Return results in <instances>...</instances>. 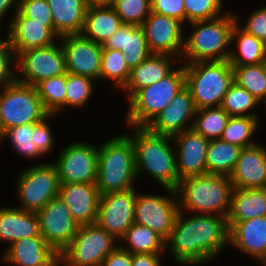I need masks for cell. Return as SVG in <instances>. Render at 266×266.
I'll use <instances>...</instances> for the list:
<instances>
[{"instance_id":"obj_1","label":"cell","mask_w":266,"mask_h":266,"mask_svg":"<svg viewBox=\"0 0 266 266\" xmlns=\"http://www.w3.org/2000/svg\"><path fill=\"white\" fill-rule=\"evenodd\" d=\"M229 243L227 218L209 214L191 215L183 218L178 212L171 235L165 242L169 244L174 260L182 265H203L217 257Z\"/></svg>"},{"instance_id":"obj_2","label":"cell","mask_w":266,"mask_h":266,"mask_svg":"<svg viewBox=\"0 0 266 266\" xmlns=\"http://www.w3.org/2000/svg\"><path fill=\"white\" fill-rule=\"evenodd\" d=\"M128 127H133L134 131L130 138L135 149L137 177L141 171H145L163 188L175 190L180 180L177 175L175 148L171 144L173 137L154 133L147 127Z\"/></svg>"},{"instance_id":"obj_3","label":"cell","mask_w":266,"mask_h":266,"mask_svg":"<svg viewBox=\"0 0 266 266\" xmlns=\"http://www.w3.org/2000/svg\"><path fill=\"white\" fill-rule=\"evenodd\" d=\"M233 189L229 176L207 173L181 180L175 191L182 213H212L227 218Z\"/></svg>"},{"instance_id":"obj_4","label":"cell","mask_w":266,"mask_h":266,"mask_svg":"<svg viewBox=\"0 0 266 266\" xmlns=\"http://www.w3.org/2000/svg\"><path fill=\"white\" fill-rule=\"evenodd\" d=\"M235 16V13L227 11L213 19L190 22L194 31L184 39L180 63L183 64L184 59L189 60L185 64L228 60L231 50L227 47L232 43Z\"/></svg>"},{"instance_id":"obj_5","label":"cell","mask_w":266,"mask_h":266,"mask_svg":"<svg viewBox=\"0 0 266 266\" xmlns=\"http://www.w3.org/2000/svg\"><path fill=\"white\" fill-rule=\"evenodd\" d=\"M135 149L129 135L112 137L98 148L96 187L100 195L133 189Z\"/></svg>"},{"instance_id":"obj_6","label":"cell","mask_w":266,"mask_h":266,"mask_svg":"<svg viewBox=\"0 0 266 266\" xmlns=\"http://www.w3.org/2000/svg\"><path fill=\"white\" fill-rule=\"evenodd\" d=\"M185 86L190 90L196 109L219 107L234 82L228 60L185 64Z\"/></svg>"},{"instance_id":"obj_7","label":"cell","mask_w":266,"mask_h":266,"mask_svg":"<svg viewBox=\"0 0 266 266\" xmlns=\"http://www.w3.org/2000/svg\"><path fill=\"white\" fill-rule=\"evenodd\" d=\"M185 87L184 64L164 79L136 91L128 99L127 126L147 127Z\"/></svg>"},{"instance_id":"obj_8","label":"cell","mask_w":266,"mask_h":266,"mask_svg":"<svg viewBox=\"0 0 266 266\" xmlns=\"http://www.w3.org/2000/svg\"><path fill=\"white\" fill-rule=\"evenodd\" d=\"M97 222L80 225L70 244L59 254L63 266H101L119 244Z\"/></svg>"},{"instance_id":"obj_9","label":"cell","mask_w":266,"mask_h":266,"mask_svg":"<svg viewBox=\"0 0 266 266\" xmlns=\"http://www.w3.org/2000/svg\"><path fill=\"white\" fill-rule=\"evenodd\" d=\"M0 91V121L4 130L41 122L49 113L44 109L36 87L15 81Z\"/></svg>"},{"instance_id":"obj_10","label":"cell","mask_w":266,"mask_h":266,"mask_svg":"<svg viewBox=\"0 0 266 266\" xmlns=\"http://www.w3.org/2000/svg\"><path fill=\"white\" fill-rule=\"evenodd\" d=\"M16 192L21 210L38 212L59 193L60 181L57 167L53 163L38 164L19 174Z\"/></svg>"},{"instance_id":"obj_11","label":"cell","mask_w":266,"mask_h":266,"mask_svg":"<svg viewBox=\"0 0 266 266\" xmlns=\"http://www.w3.org/2000/svg\"><path fill=\"white\" fill-rule=\"evenodd\" d=\"M57 44L21 52L14 62V69L22 74L19 73L17 81L35 87L43 80L67 73L65 54L61 44Z\"/></svg>"},{"instance_id":"obj_12","label":"cell","mask_w":266,"mask_h":266,"mask_svg":"<svg viewBox=\"0 0 266 266\" xmlns=\"http://www.w3.org/2000/svg\"><path fill=\"white\" fill-rule=\"evenodd\" d=\"M169 195L138 194L135 201V223L156 232L165 242L171 235L180 211L176 191L164 188Z\"/></svg>"},{"instance_id":"obj_13","label":"cell","mask_w":266,"mask_h":266,"mask_svg":"<svg viewBox=\"0 0 266 266\" xmlns=\"http://www.w3.org/2000/svg\"><path fill=\"white\" fill-rule=\"evenodd\" d=\"M53 164L57 167L60 184L96 183L98 148L85 142L66 146Z\"/></svg>"},{"instance_id":"obj_14","label":"cell","mask_w":266,"mask_h":266,"mask_svg":"<svg viewBox=\"0 0 266 266\" xmlns=\"http://www.w3.org/2000/svg\"><path fill=\"white\" fill-rule=\"evenodd\" d=\"M135 189L100 196L97 223L115 239L121 240L135 223Z\"/></svg>"},{"instance_id":"obj_15","label":"cell","mask_w":266,"mask_h":266,"mask_svg":"<svg viewBox=\"0 0 266 266\" xmlns=\"http://www.w3.org/2000/svg\"><path fill=\"white\" fill-rule=\"evenodd\" d=\"M37 215L40 235L60 254L70 244L80 225L59 196L51 199Z\"/></svg>"},{"instance_id":"obj_16","label":"cell","mask_w":266,"mask_h":266,"mask_svg":"<svg viewBox=\"0 0 266 266\" xmlns=\"http://www.w3.org/2000/svg\"><path fill=\"white\" fill-rule=\"evenodd\" d=\"M141 27L153 54H177L178 61H181L185 34L182 22L151 11Z\"/></svg>"},{"instance_id":"obj_17","label":"cell","mask_w":266,"mask_h":266,"mask_svg":"<svg viewBox=\"0 0 266 266\" xmlns=\"http://www.w3.org/2000/svg\"><path fill=\"white\" fill-rule=\"evenodd\" d=\"M68 73L100 79L102 44L85 38L82 34L60 37Z\"/></svg>"},{"instance_id":"obj_18","label":"cell","mask_w":266,"mask_h":266,"mask_svg":"<svg viewBox=\"0 0 266 266\" xmlns=\"http://www.w3.org/2000/svg\"><path fill=\"white\" fill-rule=\"evenodd\" d=\"M209 141L193 128L173 136V144L177 147L175 155L180 181L187 177L207 174L206 156Z\"/></svg>"},{"instance_id":"obj_19","label":"cell","mask_w":266,"mask_h":266,"mask_svg":"<svg viewBox=\"0 0 266 266\" xmlns=\"http://www.w3.org/2000/svg\"><path fill=\"white\" fill-rule=\"evenodd\" d=\"M196 110L190 90L185 86L147 128L154 133L173 137L193 127L194 120L192 119H195L193 117H195Z\"/></svg>"},{"instance_id":"obj_20","label":"cell","mask_w":266,"mask_h":266,"mask_svg":"<svg viewBox=\"0 0 266 266\" xmlns=\"http://www.w3.org/2000/svg\"><path fill=\"white\" fill-rule=\"evenodd\" d=\"M14 17L8 23V37L10 44L18 56L21 52L49 46L54 44L53 22H38L34 19L25 17L19 10H15Z\"/></svg>"},{"instance_id":"obj_21","label":"cell","mask_w":266,"mask_h":266,"mask_svg":"<svg viewBox=\"0 0 266 266\" xmlns=\"http://www.w3.org/2000/svg\"><path fill=\"white\" fill-rule=\"evenodd\" d=\"M54 117L49 114L41 122L24 124L5 130L4 138H9L11 146L22 156L36 158L53 150L52 129L46 122Z\"/></svg>"},{"instance_id":"obj_22","label":"cell","mask_w":266,"mask_h":266,"mask_svg":"<svg viewBox=\"0 0 266 266\" xmlns=\"http://www.w3.org/2000/svg\"><path fill=\"white\" fill-rule=\"evenodd\" d=\"M58 196L79 225L97 221L101 195L96 183L60 184Z\"/></svg>"},{"instance_id":"obj_23","label":"cell","mask_w":266,"mask_h":266,"mask_svg":"<svg viewBox=\"0 0 266 266\" xmlns=\"http://www.w3.org/2000/svg\"><path fill=\"white\" fill-rule=\"evenodd\" d=\"M3 260L15 266H59V254L42 236L27 237L9 244Z\"/></svg>"},{"instance_id":"obj_24","label":"cell","mask_w":266,"mask_h":266,"mask_svg":"<svg viewBox=\"0 0 266 266\" xmlns=\"http://www.w3.org/2000/svg\"><path fill=\"white\" fill-rule=\"evenodd\" d=\"M255 144L241 149L229 178L234 188L266 187V148Z\"/></svg>"},{"instance_id":"obj_25","label":"cell","mask_w":266,"mask_h":266,"mask_svg":"<svg viewBox=\"0 0 266 266\" xmlns=\"http://www.w3.org/2000/svg\"><path fill=\"white\" fill-rule=\"evenodd\" d=\"M227 224L232 246L258 262L266 258V216Z\"/></svg>"},{"instance_id":"obj_26","label":"cell","mask_w":266,"mask_h":266,"mask_svg":"<svg viewBox=\"0 0 266 266\" xmlns=\"http://www.w3.org/2000/svg\"><path fill=\"white\" fill-rule=\"evenodd\" d=\"M102 46L103 49L120 50L130 70L153 54L142 27L131 24H122Z\"/></svg>"},{"instance_id":"obj_27","label":"cell","mask_w":266,"mask_h":266,"mask_svg":"<svg viewBox=\"0 0 266 266\" xmlns=\"http://www.w3.org/2000/svg\"><path fill=\"white\" fill-rule=\"evenodd\" d=\"M177 58L167 54H152L131 69L129 79L121 89L127 92V99L136 91L148 87L171 74L174 71L172 65L178 63Z\"/></svg>"},{"instance_id":"obj_28","label":"cell","mask_w":266,"mask_h":266,"mask_svg":"<svg viewBox=\"0 0 266 266\" xmlns=\"http://www.w3.org/2000/svg\"><path fill=\"white\" fill-rule=\"evenodd\" d=\"M41 236L39 218L36 212L17 207H0V240L12 244L27 238Z\"/></svg>"},{"instance_id":"obj_29","label":"cell","mask_w":266,"mask_h":266,"mask_svg":"<svg viewBox=\"0 0 266 266\" xmlns=\"http://www.w3.org/2000/svg\"><path fill=\"white\" fill-rule=\"evenodd\" d=\"M57 37L81 34L88 0H47Z\"/></svg>"},{"instance_id":"obj_30","label":"cell","mask_w":266,"mask_h":266,"mask_svg":"<svg viewBox=\"0 0 266 266\" xmlns=\"http://www.w3.org/2000/svg\"><path fill=\"white\" fill-rule=\"evenodd\" d=\"M122 24L121 18L111 5L89 4L81 34L103 45Z\"/></svg>"},{"instance_id":"obj_31","label":"cell","mask_w":266,"mask_h":266,"mask_svg":"<svg viewBox=\"0 0 266 266\" xmlns=\"http://www.w3.org/2000/svg\"><path fill=\"white\" fill-rule=\"evenodd\" d=\"M262 216H266V187L233 189L227 223H237Z\"/></svg>"},{"instance_id":"obj_32","label":"cell","mask_w":266,"mask_h":266,"mask_svg":"<svg viewBox=\"0 0 266 266\" xmlns=\"http://www.w3.org/2000/svg\"><path fill=\"white\" fill-rule=\"evenodd\" d=\"M233 26L231 41L237 38V54L231 50L229 64L231 66L255 65L266 62V53L264 41L257 39L255 36L247 33L239 26L238 16ZM240 53V54H238Z\"/></svg>"},{"instance_id":"obj_33","label":"cell","mask_w":266,"mask_h":266,"mask_svg":"<svg viewBox=\"0 0 266 266\" xmlns=\"http://www.w3.org/2000/svg\"><path fill=\"white\" fill-rule=\"evenodd\" d=\"M242 147L221 139L209 141L206 156L207 173L229 176L239 158Z\"/></svg>"},{"instance_id":"obj_34","label":"cell","mask_w":266,"mask_h":266,"mask_svg":"<svg viewBox=\"0 0 266 266\" xmlns=\"http://www.w3.org/2000/svg\"><path fill=\"white\" fill-rule=\"evenodd\" d=\"M128 246H120L131 254H161L166 251L165 241L153 230L134 223L125 233L121 242ZM128 247V248H127Z\"/></svg>"},{"instance_id":"obj_35","label":"cell","mask_w":266,"mask_h":266,"mask_svg":"<svg viewBox=\"0 0 266 266\" xmlns=\"http://www.w3.org/2000/svg\"><path fill=\"white\" fill-rule=\"evenodd\" d=\"M221 107H204L196 110L193 129L205 138L220 139L229 119Z\"/></svg>"},{"instance_id":"obj_36","label":"cell","mask_w":266,"mask_h":266,"mask_svg":"<svg viewBox=\"0 0 266 266\" xmlns=\"http://www.w3.org/2000/svg\"><path fill=\"white\" fill-rule=\"evenodd\" d=\"M258 117L230 116L221 140L242 148L257 144L251 138L258 128Z\"/></svg>"},{"instance_id":"obj_37","label":"cell","mask_w":266,"mask_h":266,"mask_svg":"<svg viewBox=\"0 0 266 266\" xmlns=\"http://www.w3.org/2000/svg\"><path fill=\"white\" fill-rule=\"evenodd\" d=\"M232 67L234 82L260 101L266 93V62Z\"/></svg>"},{"instance_id":"obj_38","label":"cell","mask_w":266,"mask_h":266,"mask_svg":"<svg viewBox=\"0 0 266 266\" xmlns=\"http://www.w3.org/2000/svg\"><path fill=\"white\" fill-rule=\"evenodd\" d=\"M44 109L49 114L56 115L65 107L66 73L43 80L36 86Z\"/></svg>"},{"instance_id":"obj_39","label":"cell","mask_w":266,"mask_h":266,"mask_svg":"<svg viewBox=\"0 0 266 266\" xmlns=\"http://www.w3.org/2000/svg\"><path fill=\"white\" fill-rule=\"evenodd\" d=\"M260 101L250 94L246 89L233 82L224 95L221 107L229 116L258 117L251 110L258 106ZM250 111V112H248ZM247 112V113H246Z\"/></svg>"},{"instance_id":"obj_40","label":"cell","mask_w":266,"mask_h":266,"mask_svg":"<svg viewBox=\"0 0 266 266\" xmlns=\"http://www.w3.org/2000/svg\"><path fill=\"white\" fill-rule=\"evenodd\" d=\"M130 75L123 53L116 49H102L100 79H110L114 85L122 89Z\"/></svg>"},{"instance_id":"obj_41","label":"cell","mask_w":266,"mask_h":266,"mask_svg":"<svg viewBox=\"0 0 266 266\" xmlns=\"http://www.w3.org/2000/svg\"><path fill=\"white\" fill-rule=\"evenodd\" d=\"M93 79L66 73L65 107H83L93 92Z\"/></svg>"},{"instance_id":"obj_42","label":"cell","mask_w":266,"mask_h":266,"mask_svg":"<svg viewBox=\"0 0 266 266\" xmlns=\"http://www.w3.org/2000/svg\"><path fill=\"white\" fill-rule=\"evenodd\" d=\"M111 6L123 24L141 26L151 13V0H115Z\"/></svg>"},{"instance_id":"obj_43","label":"cell","mask_w":266,"mask_h":266,"mask_svg":"<svg viewBox=\"0 0 266 266\" xmlns=\"http://www.w3.org/2000/svg\"><path fill=\"white\" fill-rule=\"evenodd\" d=\"M186 13V21L194 22L209 20L226 12L223 10V0H183Z\"/></svg>"},{"instance_id":"obj_44","label":"cell","mask_w":266,"mask_h":266,"mask_svg":"<svg viewBox=\"0 0 266 266\" xmlns=\"http://www.w3.org/2000/svg\"><path fill=\"white\" fill-rule=\"evenodd\" d=\"M17 61V55L8 37L3 40L0 37V90L17 80V72L12 68V62Z\"/></svg>"},{"instance_id":"obj_45","label":"cell","mask_w":266,"mask_h":266,"mask_svg":"<svg viewBox=\"0 0 266 266\" xmlns=\"http://www.w3.org/2000/svg\"><path fill=\"white\" fill-rule=\"evenodd\" d=\"M25 17L38 22H53L47 0H19V9Z\"/></svg>"},{"instance_id":"obj_46","label":"cell","mask_w":266,"mask_h":266,"mask_svg":"<svg viewBox=\"0 0 266 266\" xmlns=\"http://www.w3.org/2000/svg\"><path fill=\"white\" fill-rule=\"evenodd\" d=\"M151 11L175 18L183 24L186 20L183 0H151Z\"/></svg>"},{"instance_id":"obj_47","label":"cell","mask_w":266,"mask_h":266,"mask_svg":"<svg viewBox=\"0 0 266 266\" xmlns=\"http://www.w3.org/2000/svg\"><path fill=\"white\" fill-rule=\"evenodd\" d=\"M247 33L262 41L266 40V6L252 11L242 27Z\"/></svg>"},{"instance_id":"obj_48","label":"cell","mask_w":266,"mask_h":266,"mask_svg":"<svg viewBox=\"0 0 266 266\" xmlns=\"http://www.w3.org/2000/svg\"><path fill=\"white\" fill-rule=\"evenodd\" d=\"M101 266H132V254L118 245L105 257Z\"/></svg>"},{"instance_id":"obj_49","label":"cell","mask_w":266,"mask_h":266,"mask_svg":"<svg viewBox=\"0 0 266 266\" xmlns=\"http://www.w3.org/2000/svg\"><path fill=\"white\" fill-rule=\"evenodd\" d=\"M161 254H132V266H161Z\"/></svg>"},{"instance_id":"obj_50","label":"cell","mask_w":266,"mask_h":266,"mask_svg":"<svg viewBox=\"0 0 266 266\" xmlns=\"http://www.w3.org/2000/svg\"><path fill=\"white\" fill-rule=\"evenodd\" d=\"M13 4H15L17 7L15 9L18 10L19 0H0V24L3 17H5L4 15L8 13V10L11 8V6H13Z\"/></svg>"},{"instance_id":"obj_51","label":"cell","mask_w":266,"mask_h":266,"mask_svg":"<svg viewBox=\"0 0 266 266\" xmlns=\"http://www.w3.org/2000/svg\"><path fill=\"white\" fill-rule=\"evenodd\" d=\"M115 0H88L89 4L111 5Z\"/></svg>"},{"instance_id":"obj_52","label":"cell","mask_w":266,"mask_h":266,"mask_svg":"<svg viewBox=\"0 0 266 266\" xmlns=\"http://www.w3.org/2000/svg\"><path fill=\"white\" fill-rule=\"evenodd\" d=\"M4 133H5V130L3 129V126H2L1 121H0V142H2L5 139Z\"/></svg>"},{"instance_id":"obj_53","label":"cell","mask_w":266,"mask_h":266,"mask_svg":"<svg viewBox=\"0 0 266 266\" xmlns=\"http://www.w3.org/2000/svg\"><path fill=\"white\" fill-rule=\"evenodd\" d=\"M262 101L263 102L265 101V103H266V93H265L264 97L260 100L261 103H263Z\"/></svg>"},{"instance_id":"obj_54","label":"cell","mask_w":266,"mask_h":266,"mask_svg":"<svg viewBox=\"0 0 266 266\" xmlns=\"http://www.w3.org/2000/svg\"><path fill=\"white\" fill-rule=\"evenodd\" d=\"M261 264H263V266H266V262L265 261H260Z\"/></svg>"},{"instance_id":"obj_55","label":"cell","mask_w":266,"mask_h":266,"mask_svg":"<svg viewBox=\"0 0 266 266\" xmlns=\"http://www.w3.org/2000/svg\"><path fill=\"white\" fill-rule=\"evenodd\" d=\"M264 46H265V53H266V40L264 41Z\"/></svg>"}]
</instances>
